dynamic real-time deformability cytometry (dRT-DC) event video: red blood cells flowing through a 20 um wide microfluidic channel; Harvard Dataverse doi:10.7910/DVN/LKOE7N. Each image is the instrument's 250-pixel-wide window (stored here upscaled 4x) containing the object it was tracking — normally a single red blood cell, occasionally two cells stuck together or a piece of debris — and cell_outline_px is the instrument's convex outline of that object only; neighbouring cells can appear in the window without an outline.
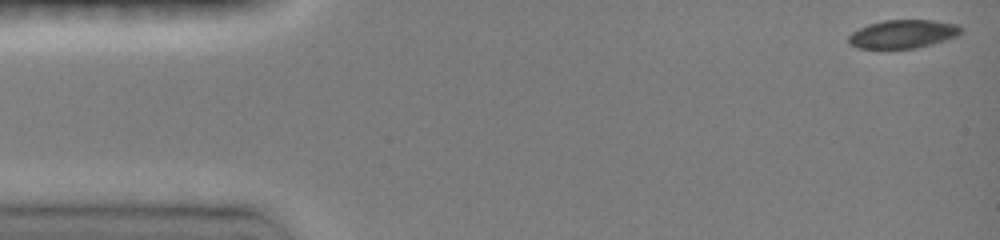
{"species": "common noctule bat (a hibernating species)", "species_latin": "Nyctalus noctula", "temperature_condition": "room temperature", "stored_images_in_passage": 14, "camera_frame_rate_fps": 3000, "um_per_image_px": 0.085, "animal": {"sex": "female", "body_mass_g": 19.0, "forearm_length_mm": 51.5}, "frame": {"image": 1, "passage_image": 1, "time_ms": 0.0, "image_size_px": [1000, 240], "cell_outline_px": [[964, 32], [956, 36], [932, 44], [916, 48], [856, 48], [848, 44], [848, 36], [852, 32], [868, 24], [884, 20], [932, 20], [960, 24], [964, 28]], "centroid_in_image_um": [76.78, 2.88], "position_along_channel_um": 8.2, "area_um2": 18.79}}
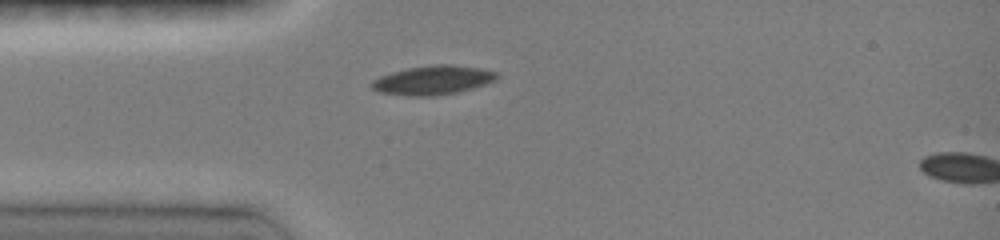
{"frame": {"image": 2, "passage_image": 12, "time_ms": 3.667, "image_size_px": [1000, 240], "cell_outline_px": [[500, 76], [496, 80], [472, 88], [456, 92], [432, 96], [408, 96], [380, 92], [372, 88], [372, 80], [380, 76], [392, 72], [408, 68], [432, 64], [452, 64], [480, 68], [496, 72]], "centroid_in_image_um": [36.81, 6.8], "position_along_channel_um": 48.2, "area_um2": 21.1}}